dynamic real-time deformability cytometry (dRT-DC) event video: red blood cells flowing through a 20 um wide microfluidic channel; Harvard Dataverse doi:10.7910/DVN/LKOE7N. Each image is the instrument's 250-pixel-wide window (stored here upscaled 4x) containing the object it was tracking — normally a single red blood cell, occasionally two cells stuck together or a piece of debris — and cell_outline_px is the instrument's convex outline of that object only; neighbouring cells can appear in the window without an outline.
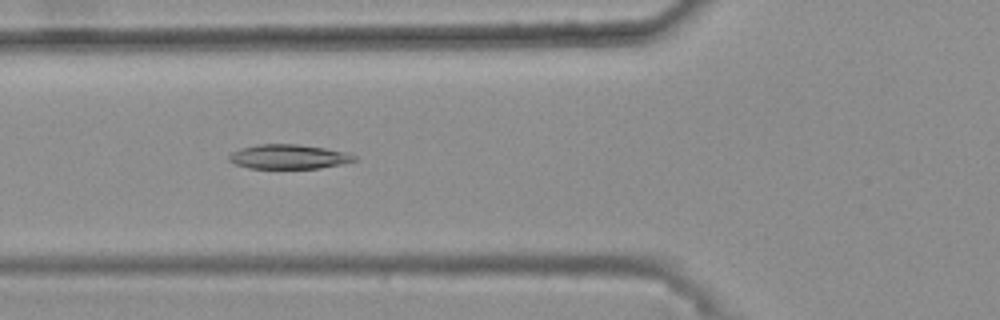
{"species": "common noctule bat (a hibernating species)", "species_latin": "Nyctalus noctula", "temperature_condition": "warm", "stored_images_in_passage": 48, "camera_frame_rate_fps": 3000, "um_per_image_px": 0.085, "animal": {"sex": "female", "body_mass_g": 25.1}, "frame": {"image": 1, "passage_image": 20, "time_ms": 6.333, "image_size_px": [1000, 320], "cell_outline_px": [[360, 160], [344, 164], [320, 168], [248, 168], [236, 164], [228, 160], [228, 156], [232, 152], [240, 148], [256, 144], [300, 144], [324, 148], [344, 152], [356, 156]], "centroid_in_image_um": [24.55, 13.32], "position_along_channel_um": 101.2, "area_um2": 17.98}}
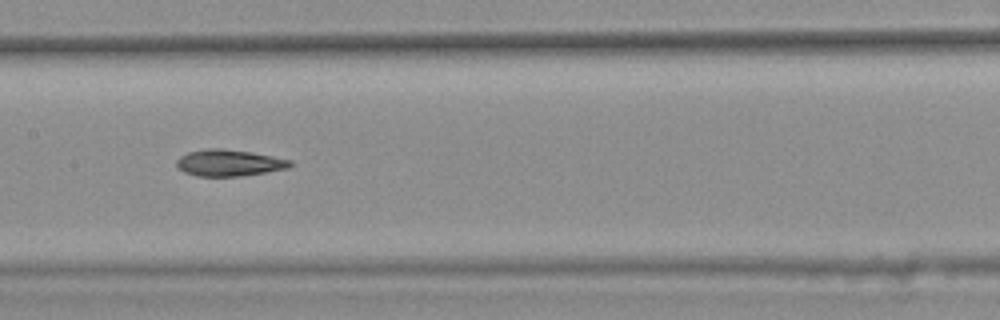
{"frame": {"image": 2, "passage_image": 27, "time_ms": 8.667, "image_size_px": [1000, 320], "cell_outline_px": [[292, 164], [288, 168], [268, 172], [240, 176], [196, 176], [184, 172], [176, 168], [176, 160], [180, 156], [188, 152], [208, 148], [220, 148], [252, 152], [292, 160]], "centroid_in_image_um": [19.45, 13.84], "position_along_channel_um": 188.0, "area_um2": 17.69}}
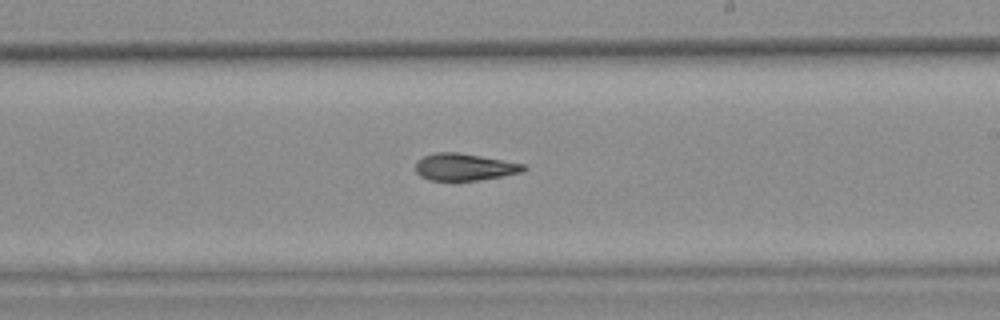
{"frame": {"image": 3, "passage_image": 32, "time_ms": 10.333, "image_size_px": [1000, 320], "cell_outline_px": [[528, 168], [520, 172], [480, 180], [428, 180], [420, 176], [416, 172], [416, 160], [424, 156], [436, 152], [456, 152], [480, 156], [524, 164]], "centroid_in_image_um": [39.43, 14.19], "position_along_channel_um": 249.6, "area_um2": 16.82}, "authors_computed_cell_mechanics": {"area_um2": 17.8313, "velocity_mm_per_s": 3.7095, "shape_relaxation_time_tau1_ms": null, "shape_relaxation_time_tau2_ms": 8.7652, "deformation_change_tau1": null, "deformation_change_tau2": 0.1902}}